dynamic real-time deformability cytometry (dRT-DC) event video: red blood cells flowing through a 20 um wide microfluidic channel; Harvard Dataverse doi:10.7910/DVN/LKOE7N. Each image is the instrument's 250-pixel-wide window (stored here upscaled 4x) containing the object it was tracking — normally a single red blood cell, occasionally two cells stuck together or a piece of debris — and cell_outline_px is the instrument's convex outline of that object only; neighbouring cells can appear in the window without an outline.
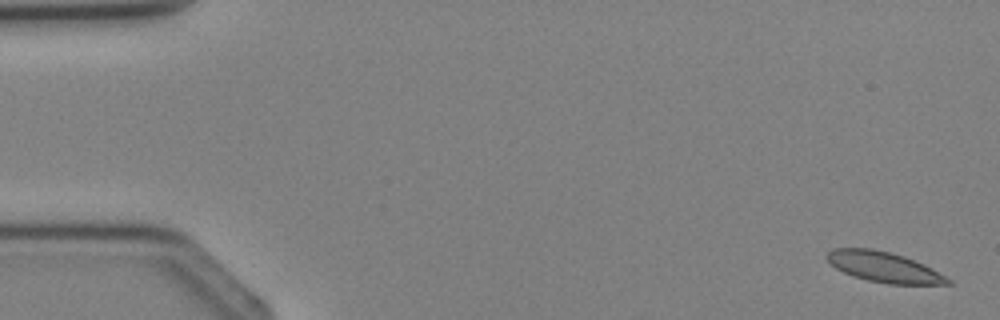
{"species": "Egyptian fruit bat (a non-hibernating species)", "species_latin": "Rousettus aegyptiacus", "temperature_condition": "cold", "stored_images_in_passage": 3, "camera_frame_rate_fps": 3000, "um_per_image_px": 0.085, "animal": {"sex": "female"}, "frame": {"image": 1, "passage_image": 1, "time_ms": 0.0, "image_size_px": [1000, 320], "cell_outline_px": [[952, 284], [888, 284], [868, 280], [852, 276], [836, 268], [824, 256], [832, 248], [872, 248], [904, 256], [924, 264], [932, 268], [952, 280]], "centroid_in_image_um": [75.13, 22.69], "position_along_channel_um": 9.9, "area_um2": 21.33}}